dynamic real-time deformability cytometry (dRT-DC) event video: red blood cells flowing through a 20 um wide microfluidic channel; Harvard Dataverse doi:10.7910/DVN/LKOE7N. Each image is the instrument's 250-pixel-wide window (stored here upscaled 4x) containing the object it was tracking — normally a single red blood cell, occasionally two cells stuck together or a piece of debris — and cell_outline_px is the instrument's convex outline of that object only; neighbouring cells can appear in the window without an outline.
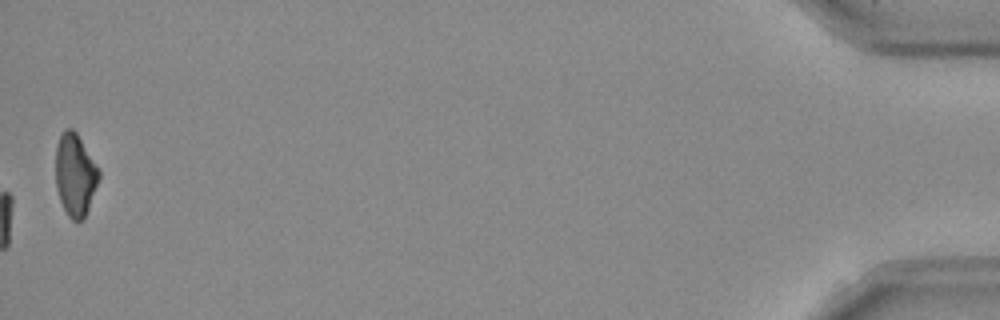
{"species": "Egyptian fruit bat (a non-hibernating species)", "species_latin": "Rousettus aegyptiacus", "temperature_condition": "room temperature", "stored_images_in_passage": 41, "camera_frame_rate_fps": 3000, "um_per_image_px": 0.085, "frame": {"image": 1, "passage_image": 41, "time_ms": 13.333, "image_size_px": [1000, 320], "cell_outline_px": [[100, 176], [88, 208], [84, 216], [80, 220], [72, 220], [68, 216], [60, 200], [56, 188], [56, 144], [60, 132], [64, 128], [72, 128], [76, 132], [100, 172]], "centroid_in_image_um": [6.35, 14.82], "position_along_channel_um": 428.8, "area_um2": 20.46}, "authors_computed_cell_mechanics": {"area_um2": 22.253, "velocity_mm_per_s": 3.9513, "shape_relaxation_time_tau1_ms": 5.6235, "shape_relaxation_time_tau2_ms": 4.6702, "deformation_change_tau1": 0.1953, "deformation_change_tau2": 0.1072}}